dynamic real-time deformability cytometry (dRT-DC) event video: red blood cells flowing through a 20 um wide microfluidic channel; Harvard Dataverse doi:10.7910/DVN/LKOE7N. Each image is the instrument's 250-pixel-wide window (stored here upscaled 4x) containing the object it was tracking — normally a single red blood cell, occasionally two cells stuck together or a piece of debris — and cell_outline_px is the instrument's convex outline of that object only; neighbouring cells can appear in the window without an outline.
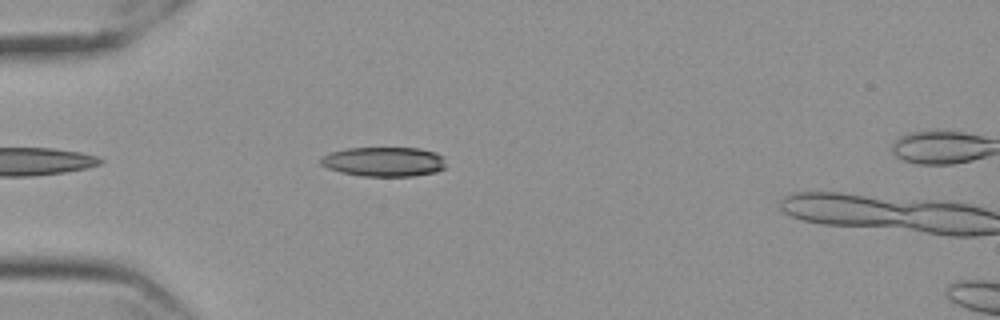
{"species": "Egyptian fruit bat (a non-hibernating species)", "species_latin": "Rousettus aegyptiacus", "temperature_condition": "cold", "stored_images_in_passage": 7, "camera_frame_rate_fps": 3000, "um_per_image_px": 0.085, "frame": {"image": 1, "passage_image": 5, "time_ms": 1.333, "image_size_px": [1000, 320], "cell_outline_px": [[444, 168], [436, 172], [412, 176], [364, 176], [340, 172], [328, 168], [320, 164], [320, 160], [324, 156], [332, 152], [348, 148], [420, 148], [436, 152], [444, 156]], "centroid_in_image_um": [32.67, 13.74], "position_along_channel_um": 52.3, "area_um2": 21.5}}